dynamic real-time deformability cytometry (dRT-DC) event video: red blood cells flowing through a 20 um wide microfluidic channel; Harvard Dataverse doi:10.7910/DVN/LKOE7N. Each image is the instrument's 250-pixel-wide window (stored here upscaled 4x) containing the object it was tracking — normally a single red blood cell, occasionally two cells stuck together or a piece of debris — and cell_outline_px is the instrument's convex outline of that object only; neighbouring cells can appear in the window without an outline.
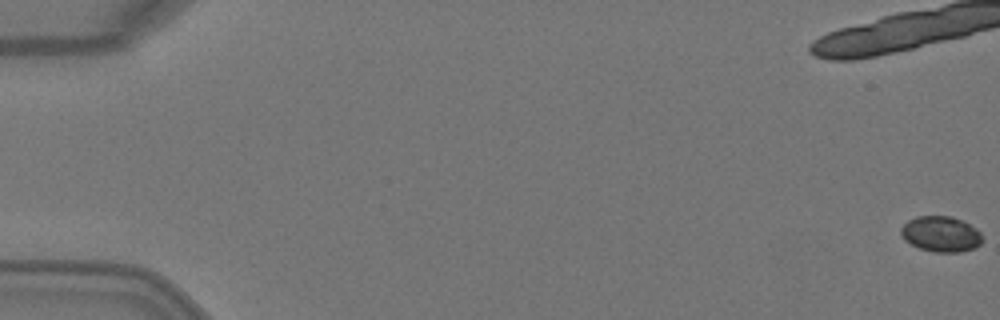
{"species": "Egyptian fruit bat (a non-hibernating species)", "species_latin": "Rousettus aegyptiacus", "temperature_condition": "warm", "stored_images_in_passage": 6, "camera_frame_rate_fps": 3000, "um_per_image_px": 0.085, "animal": {"sex": "female"}, "frame": {"image": 1, "passage_image": 1, "time_ms": 0.0, "image_size_px": [1000, 320], "cell_outline_px": [[984, 240], [980, 244], [972, 248], [960, 252], [932, 252], [920, 248], [904, 240], [900, 236], [900, 228], [908, 220], [916, 216], [952, 216], [976, 228], [980, 232]], "centroid_in_image_um": [79.95, 19.89], "position_along_channel_um": 5.0, "area_um2": 16.94}}